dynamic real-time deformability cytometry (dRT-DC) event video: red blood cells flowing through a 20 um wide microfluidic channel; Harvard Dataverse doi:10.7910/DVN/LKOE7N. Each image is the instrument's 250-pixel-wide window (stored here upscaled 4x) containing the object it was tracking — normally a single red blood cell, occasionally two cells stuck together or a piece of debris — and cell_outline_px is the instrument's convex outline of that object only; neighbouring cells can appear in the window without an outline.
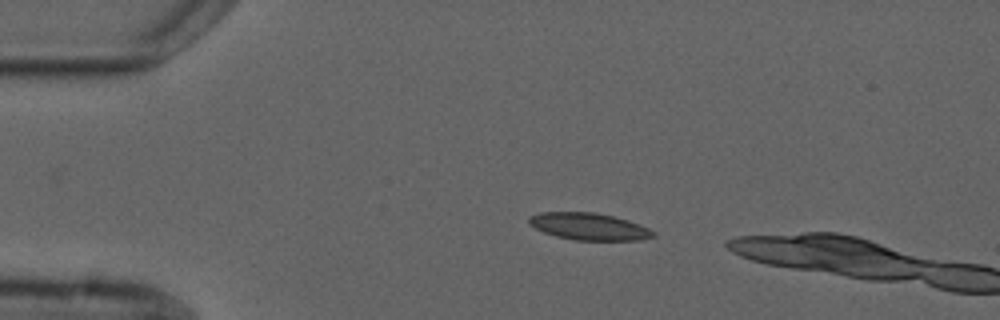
{"species": "common noctule bat (a hibernating species)", "species_latin": "Nyctalus noctula", "temperature_condition": "cold", "stored_images_in_passage": 2, "camera_frame_rate_fps": 3000, "um_per_image_px": 0.085, "animal": {"sex": "male", "forearm_length_mm": 52.5}, "frame": {"image": 1, "passage_image": 1, "time_ms": 0.0, "image_size_px": [1000, 320], "cell_outline_px": [[656, 236], [640, 240], [576, 240], [556, 236], [544, 232], [528, 224], [528, 216], [540, 212], [596, 212], [616, 216], [640, 224], [656, 232]], "centroid_in_image_um": [50.08, 19.24], "position_along_channel_um": 34.9, "area_um2": 19.77}}